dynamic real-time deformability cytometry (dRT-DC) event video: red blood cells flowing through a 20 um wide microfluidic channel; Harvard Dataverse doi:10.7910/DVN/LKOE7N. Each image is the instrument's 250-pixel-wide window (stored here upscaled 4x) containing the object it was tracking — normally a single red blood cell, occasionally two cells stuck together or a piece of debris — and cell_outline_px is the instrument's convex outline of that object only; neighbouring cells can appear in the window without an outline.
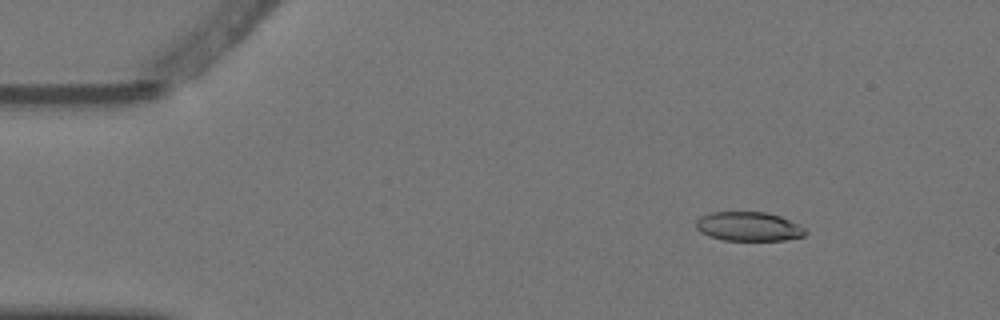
{"species": "Egyptian fruit bat (a non-hibernating species)", "species_latin": "Rousettus aegyptiacus", "temperature_condition": "warm", "stored_images_in_passage": 5, "segment_of_instrument_passage": [1, 2], "camera_frame_rate_fps": 3000, "um_per_image_px": 0.085, "animal": {"sex": "female"}, "frame": {"image": 1, "passage_image": 2, "time_ms": 0.333, "image_size_px": [1000, 320], "cell_outline_px": [[808, 232], [804, 236], [784, 240], [724, 240], [708, 236], [700, 232], [696, 228], [696, 220], [700, 216], [712, 212], [768, 212], [780, 216], [800, 224]], "centroid_in_image_um": [63.64, 19.25], "position_along_channel_um": 21.4, "area_um2": 18.73}}